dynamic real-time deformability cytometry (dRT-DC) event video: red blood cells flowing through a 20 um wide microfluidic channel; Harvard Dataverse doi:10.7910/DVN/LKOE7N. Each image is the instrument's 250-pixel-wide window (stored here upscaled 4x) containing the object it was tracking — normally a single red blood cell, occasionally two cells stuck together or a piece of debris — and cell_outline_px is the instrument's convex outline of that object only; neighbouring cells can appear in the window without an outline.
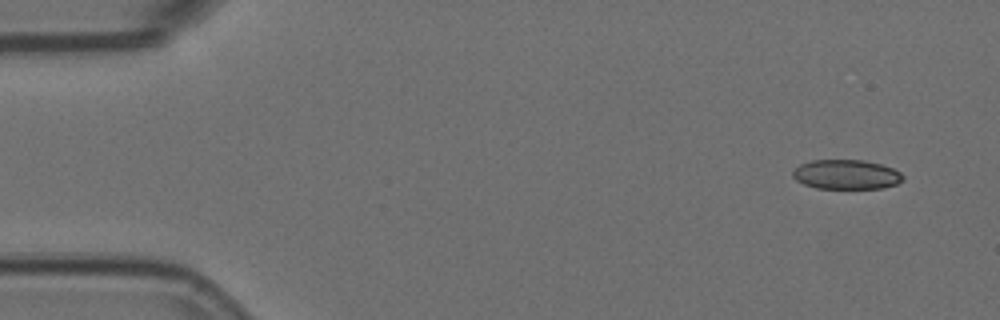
{"species": "Egyptian fruit bat (a non-hibernating species)", "species_latin": "Rousettus aegyptiacus", "temperature_condition": "room temperature", "stored_images_in_passage": 5, "camera_frame_rate_fps": 3000, "um_per_image_px": 0.085, "animal": {"sex": "female"}, "frame": {"image": 1, "passage_image": 1, "time_ms": 0.0, "image_size_px": [1000, 320], "cell_outline_px": [[904, 180], [896, 184], [884, 188], [816, 188], [804, 184], [796, 180], [792, 176], [792, 168], [800, 164], [812, 160], [864, 160], [880, 164], [892, 168], [900, 172], [904, 176]], "centroid_in_image_um": [71.92, 14.83], "position_along_channel_um": 13.1, "area_um2": 19.07}}
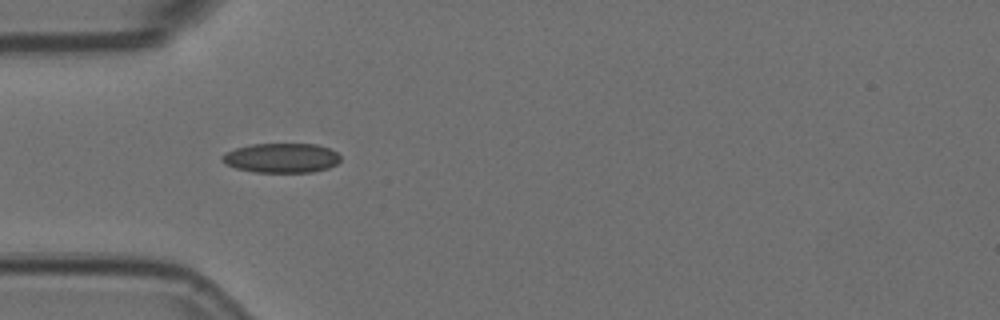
{"frame": {"image": 2, "passage_image": 4, "time_ms": 1.0, "image_size_px": [1000, 320], "cell_outline_px": [[340, 160], [336, 164], [328, 168], [312, 172], [252, 172], [236, 168], [224, 164], [220, 160], [220, 156], [224, 152], [236, 148], [252, 144], [316, 144], [328, 148], [336, 152], [340, 156]], "centroid_in_image_um": [23.87, 13.43], "position_along_channel_um": 61.1, "area_um2": 20.52}}
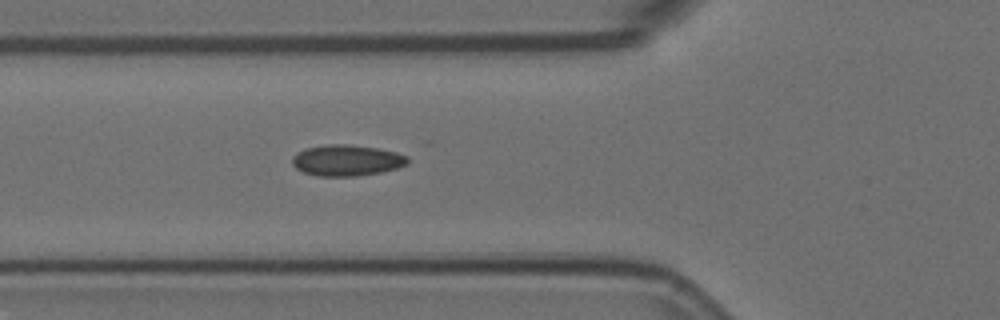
{"frame": {"image": 3, "passage_image": 5, "time_ms": 1.333, "image_size_px": [1000, 320], "cell_outline_px": [[408, 164], [396, 168], [380, 172], [356, 176], [316, 176], [304, 172], [296, 168], [292, 164], [292, 156], [308, 148], [332, 144], [344, 144], [376, 148], [396, 152], [408, 156]], "centroid_in_image_um": [29.48, 13.64], "position_along_channel_um": 96.3, "area_um2": 20.63}}